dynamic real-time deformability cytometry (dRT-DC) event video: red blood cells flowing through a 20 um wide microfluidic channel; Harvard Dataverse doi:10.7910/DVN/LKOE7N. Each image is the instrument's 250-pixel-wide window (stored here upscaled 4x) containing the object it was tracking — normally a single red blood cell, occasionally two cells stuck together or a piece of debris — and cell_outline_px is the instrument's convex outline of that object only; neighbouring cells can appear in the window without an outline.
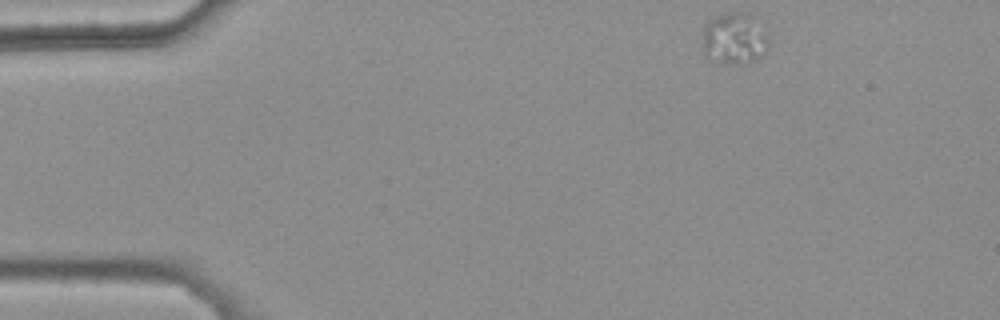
{"species": "common noctule bat (a hibernating species)", "species_latin": "Nyctalus noctula", "temperature_condition": "warm", "stored_images_in_passage": 44, "camera_frame_rate_fps": 3000, "um_per_image_px": 0.085, "animal": {"sex": "female", "body_mass_g": 25.1}, "frame": {"image": 1, "passage_image": 1, "time_ms": 0.0, "image_size_px": [1000, 320], "cell_outline_px": [[768, 48], [764, 56], [756, 60], [736, 64], [724, 64], [708, 60], [704, 56], [704, 24], [708, 20], [716, 16], [728, 12], [752, 12], [768, 36]], "centroid_in_image_um": [62.44, 3.28], "position_along_channel_um": 22.6, "area_um2": 20.46}}